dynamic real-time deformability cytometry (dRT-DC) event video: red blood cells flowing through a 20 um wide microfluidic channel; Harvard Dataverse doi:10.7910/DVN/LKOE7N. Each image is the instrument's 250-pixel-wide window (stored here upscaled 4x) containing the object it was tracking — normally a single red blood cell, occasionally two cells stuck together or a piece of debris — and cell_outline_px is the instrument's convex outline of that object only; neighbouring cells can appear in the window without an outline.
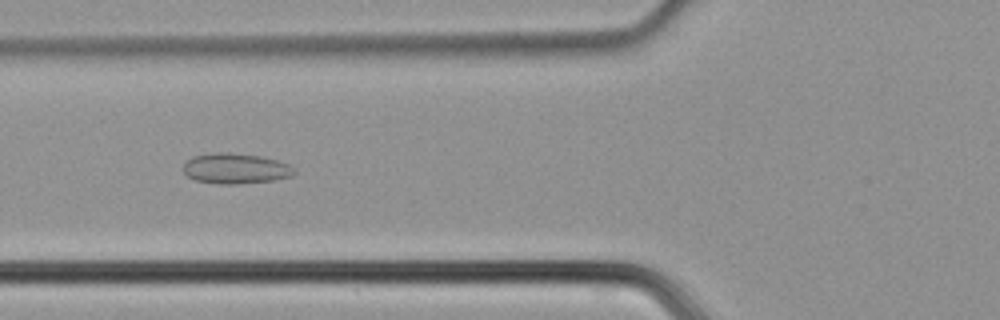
{"species": "common noctule bat (a hibernating species)", "species_latin": "Nyctalus noctula", "temperature_condition": "cold", "stored_images_in_passage": 32, "camera_frame_rate_fps": 3000, "um_per_image_px": 0.085, "animal": {"sex": "male", "body_mass_g": 21.5, "forearm_length_mm": 52.0}, "frame": {"image": 1, "passage_image": 3, "time_ms": 0.667, "image_size_px": [1000, 320], "cell_outline_px": [[296, 172], [292, 176], [272, 180], [236, 184], [220, 184], [196, 180], [188, 176], [184, 172], [184, 164], [192, 156], [212, 152], [228, 152], [260, 156], [276, 160], [288, 164], [296, 168]], "centroid_in_image_um": [20.03, 14.31], "position_along_channel_um": 105.8, "area_um2": 19.65}}
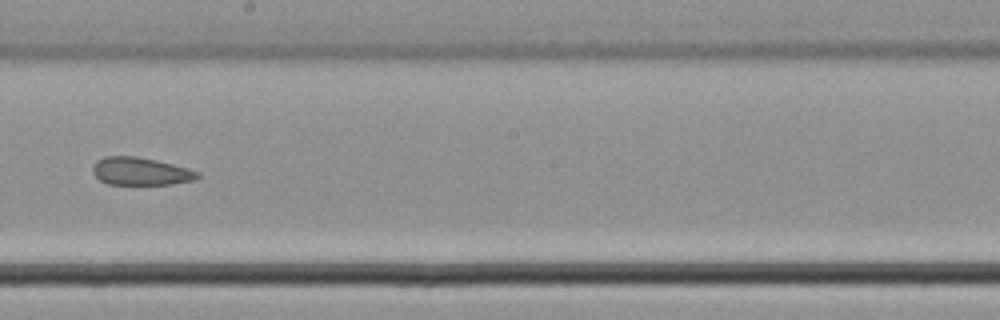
{"frame": {"image": 2, "passage_image": 12, "time_ms": 3.667, "image_size_px": [1000, 320], "cell_outline_px": [[200, 176], [196, 180], [172, 184], [108, 184], [100, 180], [92, 172], [92, 168], [96, 160], [104, 156], [136, 156], [156, 160], [188, 168], [200, 172]], "centroid_in_image_um": [11.96, 14.56], "position_along_channel_um": 236.2, "area_um2": 17.05}}
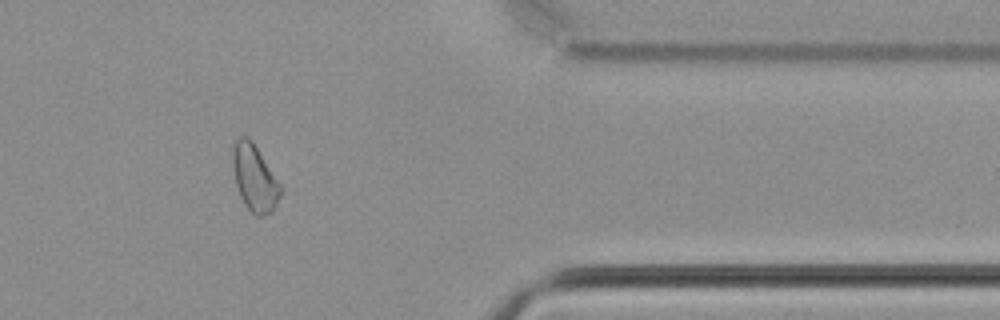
{"frame": {"image": 3, "passage_image": 24, "time_ms": 7.667, "image_size_px": [1000, 320], "cell_outline_px": [[284, 188], [272, 212], [264, 216], [256, 216], [244, 204], [240, 196], [236, 184], [232, 164], [232, 148], [236, 140], [240, 136], [248, 136], [252, 140]], "centroid_in_image_um": [21.65, 15.12], "position_along_channel_um": 389.7, "area_um2": 18.79}}